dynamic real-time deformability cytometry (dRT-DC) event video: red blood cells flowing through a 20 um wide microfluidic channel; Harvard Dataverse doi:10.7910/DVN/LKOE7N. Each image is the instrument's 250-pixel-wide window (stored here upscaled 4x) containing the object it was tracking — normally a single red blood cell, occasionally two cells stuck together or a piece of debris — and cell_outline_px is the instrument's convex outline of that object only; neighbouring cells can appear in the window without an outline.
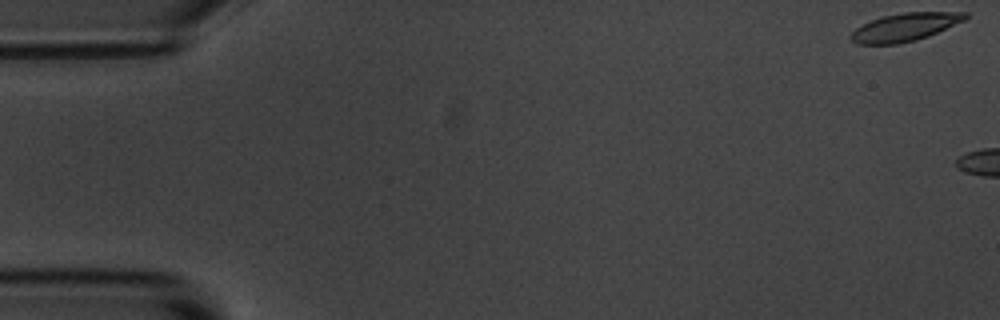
{"species": "common noctule bat (a hibernating species)", "species_latin": "Nyctalus noctula", "temperature_condition": "room temperature", "stored_images_in_passage": 5, "camera_frame_rate_fps": 3000, "um_per_image_px": 0.085, "animal": {"sex": "male", "body_mass_g": 20.1, "forearm_length_mm": 53.5}, "frame": {"image": 1, "passage_image": 1, "time_ms": 0.0, "image_size_px": [1000, 320], "cell_outline_px": [[968, 16], [964, 20], [928, 36], [916, 40], [896, 44], [856, 44], [848, 36], [856, 28], [872, 20], [884, 16], [904, 12], [968, 12]], "centroid_in_image_um": [76.9, 2.31], "position_along_channel_um": 8.1, "area_um2": 18.44}}